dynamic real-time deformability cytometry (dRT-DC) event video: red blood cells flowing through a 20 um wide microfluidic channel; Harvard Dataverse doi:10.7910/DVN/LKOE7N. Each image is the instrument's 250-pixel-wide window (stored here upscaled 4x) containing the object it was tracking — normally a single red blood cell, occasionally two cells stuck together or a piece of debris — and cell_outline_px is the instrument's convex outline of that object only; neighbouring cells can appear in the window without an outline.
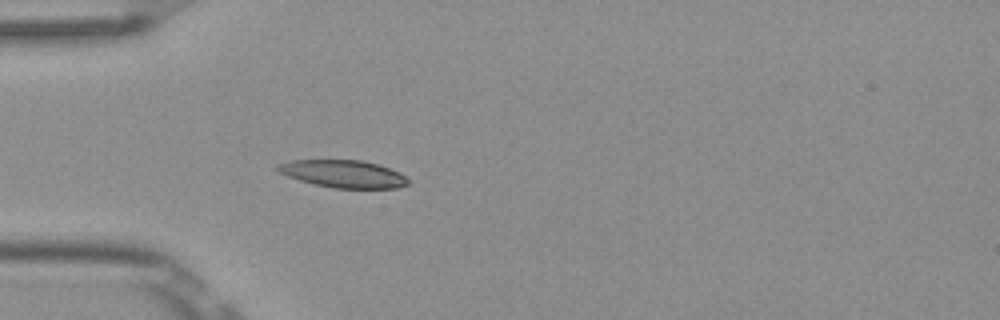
{"species": "Egyptian fruit bat (a non-hibernating species)", "species_latin": "Rousettus aegyptiacus", "temperature_condition": "room temperature", "stored_images_in_passage": 5, "camera_frame_rate_fps": 3000, "um_per_image_px": 0.085, "frame": {"image": 1, "passage_image": 5, "time_ms": 1.333, "image_size_px": [1000, 320], "cell_outline_px": [[408, 184], [396, 188], [336, 188], [316, 184], [300, 180], [288, 176], [280, 172], [276, 168], [276, 164], [292, 160], [360, 160], [376, 164], [400, 172], [408, 180]], "centroid_in_image_um": [29.17, 14.77], "position_along_channel_um": 55.8, "area_um2": 20.58}}